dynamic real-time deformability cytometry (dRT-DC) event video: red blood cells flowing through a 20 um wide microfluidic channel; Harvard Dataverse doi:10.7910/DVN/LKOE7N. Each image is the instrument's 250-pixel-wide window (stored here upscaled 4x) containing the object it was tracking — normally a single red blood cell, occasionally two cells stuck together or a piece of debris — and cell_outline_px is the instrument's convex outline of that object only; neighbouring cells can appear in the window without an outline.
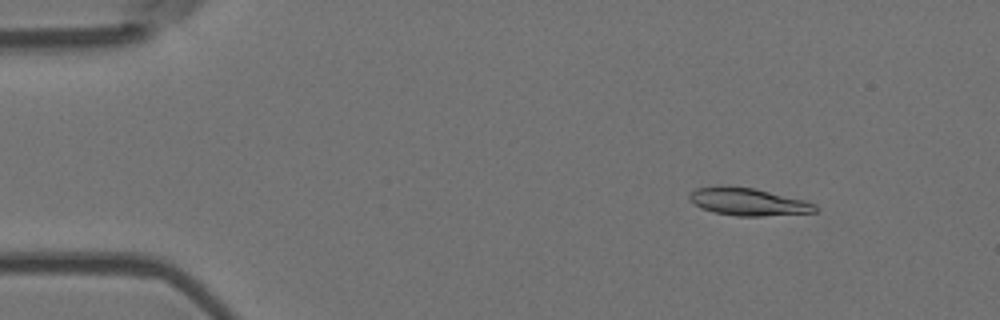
{"species": "Egyptian fruit bat (a non-hibernating species)", "species_latin": "Rousettus aegyptiacus", "temperature_condition": "room temperature", "stored_images_in_passage": 4, "camera_frame_rate_fps": 3000, "um_per_image_px": 0.085, "animal": {"sex": "female"}, "frame": {"image": 1, "passage_image": 2, "time_ms": 0.333, "image_size_px": [1000, 320], "cell_outline_px": [[820, 208], [816, 212], [764, 216], [736, 216], [712, 212], [700, 208], [688, 200], [688, 192], [696, 188], [720, 184], [752, 188], [804, 200], [816, 204]], "centroid_in_image_um": [63.52, 17.14], "position_along_channel_um": 21.5, "area_um2": 20.58}}